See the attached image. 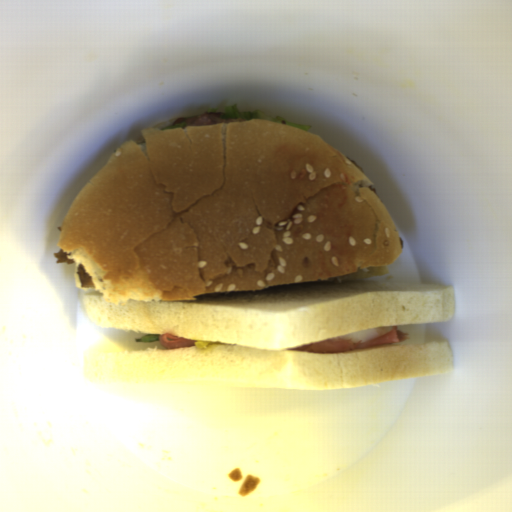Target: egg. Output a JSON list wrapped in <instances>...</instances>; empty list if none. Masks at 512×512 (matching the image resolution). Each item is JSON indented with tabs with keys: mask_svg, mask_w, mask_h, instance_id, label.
<instances>
[{
	"mask_svg": "<svg viewBox=\"0 0 512 512\" xmlns=\"http://www.w3.org/2000/svg\"><path fill=\"white\" fill-rule=\"evenodd\" d=\"M393 326H378L374 328H365L357 331L347 332L336 340H345L350 342H366L393 331Z\"/></svg>",
	"mask_w": 512,
	"mask_h": 512,
	"instance_id": "d2b9013d",
	"label": "egg"
},
{
	"mask_svg": "<svg viewBox=\"0 0 512 512\" xmlns=\"http://www.w3.org/2000/svg\"><path fill=\"white\" fill-rule=\"evenodd\" d=\"M194 345H191L193 347H196L200 350H212L216 345L219 343L217 341L212 340H194Z\"/></svg>",
	"mask_w": 512,
	"mask_h": 512,
	"instance_id": "2799bb9f",
	"label": "egg"
}]
</instances>
